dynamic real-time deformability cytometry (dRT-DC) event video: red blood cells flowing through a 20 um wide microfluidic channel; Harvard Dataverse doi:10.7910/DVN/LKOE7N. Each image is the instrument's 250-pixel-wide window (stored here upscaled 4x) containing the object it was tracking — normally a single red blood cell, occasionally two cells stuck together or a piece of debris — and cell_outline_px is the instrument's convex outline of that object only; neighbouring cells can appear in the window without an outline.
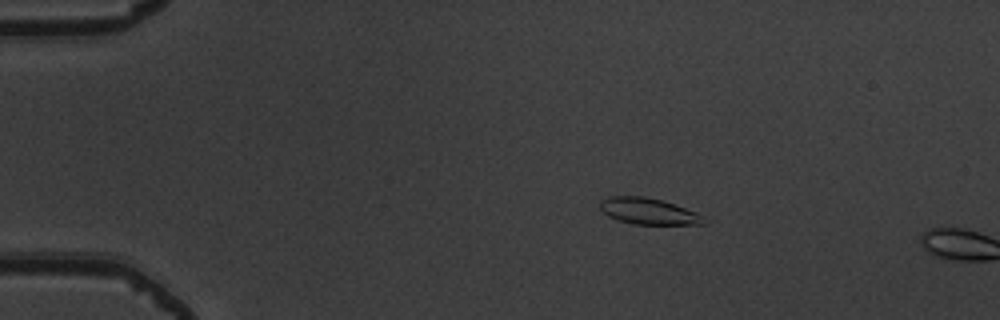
{"species": "common noctule bat (a hibernating species)", "species_latin": "Nyctalus noctula", "temperature_condition": "warm", "stored_images_in_passage": 13, "camera_frame_rate_fps": 3000, "um_per_image_px": 0.085, "animal": {"sex": "male", "body_mass_g": 19.5, "forearm_length_mm": 54.6}, "frame": {"image": 1, "passage_image": 10, "time_ms": 3.0, "image_size_px": [1000, 320], "cell_outline_px": [[708, 220], [704, 224], [632, 224], [608, 216], [600, 212], [600, 200], [608, 196], [644, 196], [660, 200], [696, 212], [704, 216]], "centroid_in_image_um": [55.08, 17.95], "position_along_channel_um": 29.9, "area_um2": 15.9}}